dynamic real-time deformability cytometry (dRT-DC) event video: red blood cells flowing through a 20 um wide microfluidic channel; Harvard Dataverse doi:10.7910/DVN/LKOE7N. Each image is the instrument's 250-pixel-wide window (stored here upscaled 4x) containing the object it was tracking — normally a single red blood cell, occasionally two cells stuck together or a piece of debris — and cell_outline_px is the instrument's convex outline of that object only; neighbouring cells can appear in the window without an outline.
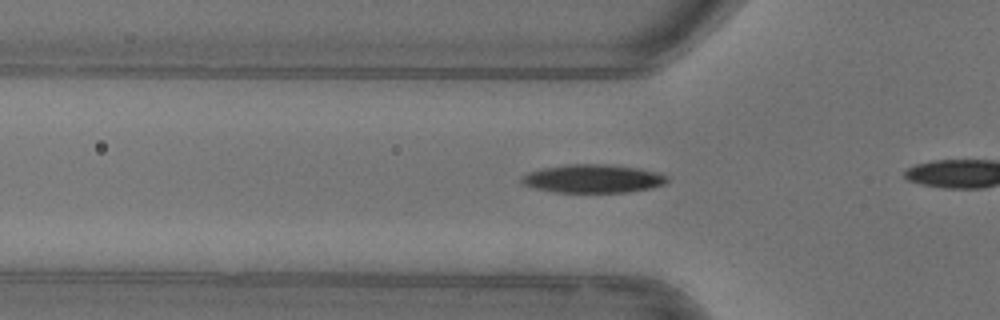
{"species": "common noctule bat (a hibernating species)", "species_latin": "Nyctalus noctula", "temperature_condition": "warm", "stored_images_in_passage": 19, "camera_frame_rate_fps": 3000, "um_per_image_px": 0.085, "animal": {"sex": "female"}, "frame": {"image": 1, "passage_image": 14, "time_ms": 4.333, "image_size_px": [1000, 320], "cell_outline_px": [[668, 180], [664, 184], [648, 188], [628, 192], [556, 192], [536, 188], [524, 184], [520, 180], [520, 176], [528, 172], [540, 168], [564, 164], [604, 164], [636, 168], [660, 172], [668, 176]], "centroid_in_image_um": [50.37, 15.17], "position_along_channel_um": 75.4, "area_um2": 24.04}}